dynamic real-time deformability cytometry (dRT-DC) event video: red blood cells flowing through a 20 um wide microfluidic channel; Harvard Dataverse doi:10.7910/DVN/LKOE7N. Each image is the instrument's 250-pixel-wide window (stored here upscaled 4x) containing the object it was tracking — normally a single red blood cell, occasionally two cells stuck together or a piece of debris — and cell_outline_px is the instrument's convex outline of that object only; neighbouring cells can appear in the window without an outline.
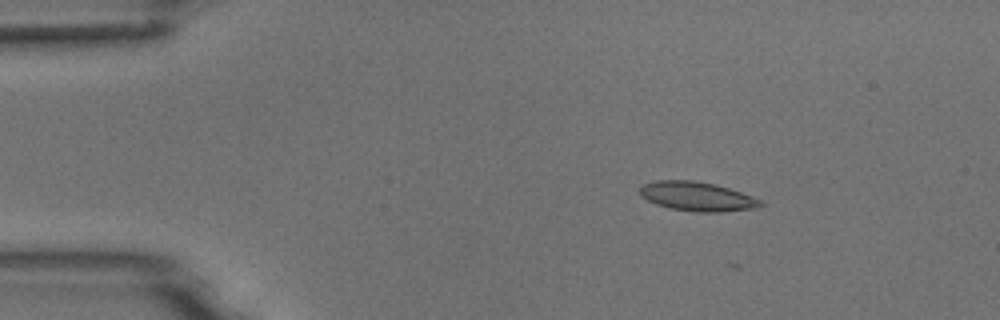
{"species": "common noctule bat (a hibernating species)", "species_latin": "Nyctalus noctula", "temperature_condition": "room temperature", "stored_images_in_passage": 3, "camera_frame_rate_fps": 3000, "um_per_image_px": 0.085, "animal": {"sex": "male", "body_mass_g": 18.8}, "frame": {"image": 1, "passage_image": 1, "time_ms": 0.0, "image_size_px": [1000, 320], "cell_outline_px": [[764, 204], [756, 208], [720, 212], [696, 212], [672, 208], [656, 204], [640, 196], [640, 188], [644, 184], [656, 180], [692, 180], [712, 184], [728, 188], [752, 196], [760, 200]], "centroid_in_image_um": [59.24, 16.7], "position_along_channel_um": 25.8, "area_um2": 20.29}}